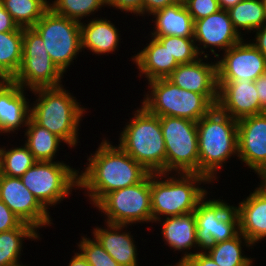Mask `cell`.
<instances>
[{"mask_svg": "<svg viewBox=\"0 0 266 266\" xmlns=\"http://www.w3.org/2000/svg\"><path fill=\"white\" fill-rule=\"evenodd\" d=\"M177 0H143L142 6V18L145 20V17H151L156 11L164 9L165 7H169L174 5ZM147 15V16H146Z\"/></svg>", "mask_w": 266, "mask_h": 266, "instance_id": "39", "label": "cell"}, {"mask_svg": "<svg viewBox=\"0 0 266 266\" xmlns=\"http://www.w3.org/2000/svg\"><path fill=\"white\" fill-rule=\"evenodd\" d=\"M107 8L113 7L114 10H120L128 15L136 16L140 18L142 16L143 0H106Z\"/></svg>", "mask_w": 266, "mask_h": 266, "instance_id": "37", "label": "cell"}, {"mask_svg": "<svg viewBox=\"0 0 266 266\" xmlns=\"http://www.w3.org/2000/svg\"><path fill=\"white\" fill-rule=\"evenodd\" d=\"M37 229L28 223H23L19 228H14L0 233V266H19L23 253L25 240H41ZM38 240V241H37ZM24 241V242H23ZM24 243V244H23Z\"/></svg>", "mask_w": 266, "mask_h": 266, "instance_id": "27", "label": "cell"}, {"mask_svg": "<svg viewBox=\"0 0 266 266\" xmlns=\"http://www.w3.org/2000/svg\"><path fill=\"white\" fill-rule=\"evenodd\" d=\"M147 38L146 46L135 51L136 54L130 59L136 65L137 77H145V81L167 78L172 71L179 65L173 55L170 54L167 47H164L156 38L150 36ZM151 38V39H150Z\"/></svg>", "mask_w": 266, "mask_h": 266, "instance_id": "24", "label": "cell"}, {"mask_svg": "<svg viewBox=\"0 0 266 266\" xmlns=\"http://www.w3.org/2000/svg\"><path fill=\"white\" fill-rule=\"evenodd\" d=\"M0 200L24 223L38 231L54 225L50 212L23 185L21 178L0 174Z\"/></svg>", "mask_w": 266, "mask_h": 266, "instance_id": "15", "label": "cell"}, {"mask_svg": "<svg viewBox=\"0 0 266 266\" xmlns=\"http://www.w3.org/2000/svg\"><path fill=\"white\" fill-rule=\"evenodd\" d=\"M152 16L153 27L149 35L194 37V21L183 1L156 11Z\"/></svg>", "mask_w": 266, "mask_h": 266, "instance_id": "25", "label": "cell"}, {"mask_svg": "<svg viewBox=\"0 0 266 266\" xmlns=\"http://www.w3.org/2000/svg\"><path fill=\"white\" fill-rule=\"evenodd\" d=\"M23 28L15 31L0 32V69L12 78L22 64Z\"/></svg>", "mask_w": 266, "mask_h": 266, "instance_id": "31", "label": "cell"}, {"mask_svg": "<svg viewBox=\"0 0 266 266\" xmlns=\"http://www.w3.org/2000/svg\"><path fill=\"white\" fill-rule=\"evenodd\" d=\"M142 104L151 114L159 117L171 116L198 122L218 102V95H202L179 88L167 78L146 82ZM142 101V102H141Z\"/></svg>", "mask_w": 266, "mask_h": 266, "instance_id": "6", "label": "cell"}, {"mask_svg": "<svg viewBox=\"0 0 266 266\" xmlns=\"http://www.w3.org/2000/svg\"><path fill=\"white\" fill-rule=\"evenodd\" d=\"M238 160L254 175L266 165V112L237 121Z\"/></svg>", "mask_w": 266, "mask_h": 266, "instance_id": "16", "label": "cell"}, {"mask_svg": "<svg viewBox=\"0 0 266 266\" xmlns=\"http://www.w3.org/2000/svg\"><path fill=\"white\" fill-rule=\"evenodd\" d=\"M191 266H219L217 265L207 253H197L193 257L187 259Z\"/></svg>", "mask_w": 266, "mask_h": 266, "instance_id": "42", "label": "cell"}, {"mask_svg": "<svg viewBox=\"0 0 266 266\" xmlns=\"http://www.w3.org/2000/svg\"><path fill=\"white\" fill-rule=\"evenodd\" d=\"M206 184L211 186L212 183L196 173H150L152 223L194 212L211 189Z\"/></svg>", "mask_w": 266, "mask_h": 266, "instance_id": "4", "label": "cell"}, {"mask_svg": "<svg viewBox=\"0 0 266 266\" xmlns=\"http://www.w3.org/2000/svg\"><path fill=\"white\" fill-rule=\"evenodd\" d=\"M93 208L101 212L100 216L107 223L133 226L151 224L150 173L133 186L106 194Z\"/></svg>", "mask_w": 266, "mask_h": 266, "instance_id": "8", "label": "cell"}, {"mask_svg": "<svg viewBox=\"0 0 266 266\" xmlns=\"http://www.w3.org/2000/svg\"><path fill=\"white\" fill-rule=\"evenodd\" d=\"M49 3L50 9L55 14L80 23L89 20V18H96L95 13L98 17V12H103L102 9L107 7L106 0H54ZM84 18L86 19L84 20Z\"/></svg>", "mask_w": 266, "mask_h": 266, "instance_id": "33", "label": "cell"}, {"mask_svg": "<svg viewBox=\"0 0 266 266\" xmlns=\"http://www.w3.org/2000/svg\"><path fill=\"white\" fill-rule=\"evenodd\" d=\"M28 91L12 82L0 93V137L25 130L31 112Z\"/></svg>", "mask_w": 266, "mask_h": 266, "instance_id": "20", "label": "cell"}, {"mask_svg": "<svg viewBox=\"0 0 266 266\" xmlns=\"http://www.w3.org/2000/svg\"><path fill=\"white\" fill-rule=\"evenodd\" d=\"M221 9L228 10L242 0H218Z\"/></svg>", "mask_w": 266, "mask_h": 266, "instance_id": "47", "label": "cell"}, {"mask_svg": "<svg viewBox=\"0 0 266 266\" xmlns=\"http://www.w3.org/2000/svg\"><path fill=\"white\" fill-rule=\"evenodd\" d=\"M67 88L61 85L32 90L35 98L31 102L30 117L74 149L79 146V128L88 108L81 105Z\"/></svg>", "mask_w": 266, "mask_h": 266, "instance_id": "2", "label": "cell"}, {"mask_svg": "<svg viewBox=\"0 0 266 266\" xmlns=\"http://www.w3.org/2000/svg\"><path fill=\"white\" fill-rule=\"evenodd\" d=\"M156 38L179 64L191 63L200 58L194 37L158 36Z\"/></svg>", "mask_w": 266, "mask_h": 266, "instance_id": "34", "label": "cell"}, {"mask_svg": "<svg viewBox=\"0 0 266 266\" xmlns=\"http://www.w3.org/2000/svg\"><path fill=\"white\" fill-rule=\"evenodd\" d=\"M197 134L199 174L204 175L213 187L229 160L235 156L238 159L237 120L215 106L197 122Z\"/></svg>", "mask_w": 266, "mask_h": 266, "instance_id": "3", "label": "cell"}, {"mask_svg": "<svg viewBox=\"0 0 266 266\" xmlns=\"http://www.w3.org/2000/svg\"><path fill=\"white\" fill-rule=\"evenodd\" d=\"M183 3L193 21L205 18L221 9L218 0H184Z\"/></svg>", "mask_w": 266, "mask_h": 266, "instance_id": "36", "label": "cell"}, {"mask_svg": "<svg viewBox=\"0 0 266 266\" xmlns=\"http://www.w3.org/2000/svg\"><path fill=\"white\" fill-rule=\"evenodd\" d=\"M216 63L217 81H255L266 73V57L249 39L221 53Z\"/></svg>", "mask_w": 266, "mask_h": 266, "instance_id": "13", "label": "cell"}, {"mask_svg": "<svg viewBox=\"0 0 266 266\" xmlns=\"http://www.w3.org/2000/svg\"><path fill=\"white\" fill-rule=\"evenodd\" d=\"M255 86L258 92L261 105L266 109V73L255 80Z\"/></svg>", "mask_w": 266, "mask_h": 266, "instance_id": "43", "label": "cell"}, {"mask_svg": "<svg viewBox=\"0 0 266 266\" xmlns=\"http://www.w3.org/2000/svg\"><path fill=\"white\" fill-rule=\"evenodd\" d=\"M50 1L2 0V4L18 27L31 28L50 9Z\"/></svg>", "mask_w": 266, "mask_h": 266, "instance_id": "30", "label": "cell"}, {"mask_svg": "<svg viewBox=\"0 0 266 266\" xmlns=\"http://www.w3.org/2000/svg\"><path fill=\"white\" fill-rule=\"evenodd\" d=\"M134 110L119 131L118 146L150 173L165 172L166 150L160 117L142 104Z\"/></svg>", "mask_w": 266, "mask_h": 266, "instance_id": "5", "label": "cell"}, {"mask_svg": "<svg viewBox=\"0 0 266 266\" xmlns=\"http://www.w3.org/2000/svg\"><path fill=\"white\" fill-rule=\"evenodd\" d=\"M252 36L253 39L249 41L266 57V23L261 28L256 29Z\"/></svg>", "mask_w": 266, "mask_h": 266, "instance_id": "41", "label": "cell"}, {"mask_svg": "<svg viewBox=\"0 0 266 266\" xmlns=\"http://www.w3.org/2000/svg\"><path fill=\"white\" fill-rule=\"evenodd\" d=\"M9 146L0 145V174L20 178L37 161L24 143Z\"/></svg>", "mask_w": 266, "mask_h": 266, "instance_id": "32", "label": "cell"}, {"mask_svg": "<svg viewBox=\"0 0 266 266\" xmlns=\"http://www.w3.org/2000/svg\"><path fill=\"white\" fill-rule=\"evenodd\" d=\"M13 82V78L0 69V93Z\"/></svg>", "mask_w": 266, "mask_h": 266, "instance_id": "45", "label": "cell"}, {"mask_svg": "<svg viewBox=\"0 0 266 266\" xmlns=\"http://www.w3.org/2000/svg\"><path fill=\"white\" fill-rule=\"evenodd\" d=\"M234 207L239 216V232L254 246L266 239V192L255 187Z\"/></svg>", "mask_w": 266, "mask_h": 266, "instance_id": "23", "label": "cell"}, {"mask_svg": "<svg viewBox=\"0 0 266 266\" xmlns=\"http://www.w3.org/2000/svg\"><path fill=\"white\" fill-rule=\"evenodd\" d=\"M73 253H74V255L71 257L67 266H90L89 263L81 255V253L79 251L78 252L74 251Z\"/></svg>", "mask_w": 266, "mask_h": 266, "instance_id": "44", "label": "cell"}, {"mask_svg": "<svg viewBox=\"0 0 266 266\" xmlns=\"http://www.w3.org/2000/svg\"><path fill=\"white\" fill-rule=\"evenodd\" d=\"M211 57L208 59L203 56L194 62L179 64L167 79L185 90L202 95H218L217 63Z\"/></svg>", "mask_w": 266, "mask_h": 266, "instance_id": "18", "label": "cell"}, {"mask_svg": "<svg viewBox=\"0 0 266 266\" xmlns=\"http://www.w3.org/2000/svg\"><path fill=\"white\" fill-rule=\"evenodd\" d=\"M103 224L105 226L96 224L91 235L120 266H139L136 238L127 230L132 225Z\"/></svg>", "mask_w": 266, "mask_h": 266, "instance_id": "19", "label": "cell"}, {"mask_svg": "<svg viewBox=\"0 0 266 266\" xmlns=\"http://www.w3.org/2000/svg\"><path fill=\"white\" fill-rule=\"evenodd\" d=\"M210 193L212 191L198 202L194 210L198 253H206L217 243L232 239L239 233V216L234 203L231 205L220 197L212 199Z\"/></svg>", "mask_w": 266, "mask_h": 266, "instance_id": "10", "label": "cell"}, {"mask_svg": "<svg viewBox=\"0 0 266 266\" xmlns=\"http://www.w3.org/2000/svg\"><path fill=\"white\" fill-rule=\"evenodd\" d=\"M243 39L244 37L235 30L227 10L220 9L216 13L194 21V41L202 57L204 55L209 58L213 54V58L217 59L221 53Z\"/></svg>", "mask_w": 266, "mask_h": 266, "instance_id": "14", "label": "cell"}, {"mask_svg": "<svg viewBox=\"0 0 266 266\" xmlns=\"http://www.w3.org/2000/svg\"><path fill=\"white\" fill-rule=\"evenodd\" d=\"M99 16L100 18L96 17L80 23L81 50L83 53L88 50L87 52H92V55L96 56H106L107 54L109 56L116 50L117 52L120 50L121 31L108 17Z\"/></svg>", "mask_w": 266, "mask_h": 266, "instance_id": "22", "label": "cell"}, {"mask_svg": "<svg viewBox=\"0 0 266 266\" xmlns=\"http://www.w3.org/2000/svg\"><path fill=\"white\" fill-rule=\"evenodd\" d=\"M76 246L77 251L86 259L90 266H120L92 236L81 234Z\"/></svg>", "mask_w": 266, "mask_h": 266, "instance_id": "35", "label": "cell"}, {"mask_svg": "<svg viewBox=\"0 0 266 266\" xmlns=\"http://www.w3.org/2000/svg\"><path fill=\"white\" fill-rule=\"evenodd\" d=\"M157 223L160 224L158 225L160 227L159 230H161L159 232L162 234L164 244L173 252L176 251V253L180 254L182 252L180 260H187L198 253L194 212L162 218L154 222L155 225ZM193 249L194 252L192 251Z\"/></svg>", "mask_w": 266, "mask_h": 266, "instance_id": "21", "label": "cell"}, {"mask_svg": "<svg viewBox=\"0 0 266 266\" xmlns=\"http://www.w3.org/2000/svg\"><path fill=\"white\" fill-rule=\"evenodd\" d=\"M164 266H191L190 264H189V262L187 261V260H178L177 261V263L175 262V264H165Z\"/></svg>", "mask_w": 266, "mask_h": 266, "instance_id": "48", "label": "cell"}, {"mask_svg": "<svg viewBox=\"0 0 266 266\" xmlns=\"http://www.w3.org/2000/svg\"><path fill=\"white\" fill-rule=\"evenodd\" d=\"M32 28L43 39L53 63L66 74L82 52L80 22L49 9Z\"/></svg>", "mask_w": 266, "mask_h": 266, "instance_id": "11", "label": "cell"}, {"mask_svg": "<svg viewBox=\"0 0 266 266\" xmlns=\"http://www.w3.org/2000/svg\"><path fill=\"white\" fill-rule=\"evenodd\" d=\"M254 250V245L240 232L232 239L217 243L206 253L219 266H251L256 258L245 255L243 248Z\"/></svg>", "mask_w": 266, "mask_h": 266, "instance_id": "28", "label": "cell"}, {"mask_svg": "<svg viewBox=\"0 0 266 266\" xmlns=\"http://www.w3.org/2000/svg\"><path fill=\"white\" fill-rule=\"evenodd\" d=\"M89 154L84 169L78 170L79 192L94 207L106 194L141 182L150 172L108 137H102ZM116 145V146H115ZM87 191V192H86Z\"/></svg>", "mask_w": 266, "mask_h": 266, "instance_id": "1", "label": "cell"}, {"mask_svg": "<svg viewBox=\"0 0 266 266\" xmlns=\"http://www.w3.org/2000/svg\"><path fill=\"white\" fill-rule=\"evenodd\" d=\"M257 177L259 178V182L257 185V187L263 191L266 192V165L260 169L257 173H256Z\"/></svg>", "mask_w": 266, "mask_h": 266, "instance_id": "46", "label": "cell"}, {"mask_svg": "<svg viewBox=\"0 0 266 266\" xmlns=\"http://www.w3.org/2000/svg\"><path fill=\"white\" fill-rule=\"evenodd\" d=\"M165 143V173L199 174L197 122L171 116L160 117Z\"/></svg>", "mask_w": 266, "mask_h": 266, "instance_id": "9", "label": "cell"}, {"mask_svg": "<svg viewBox=\"0 0 266 266\" xmlns=\"http://www.w3.org/2000/svg\"><path fill=\"white\" fill-rule=\"evenodd\" d=\"M18 25L13 21L11 15L3 7L2 0H0V32L15 31Z\"/></svg>", "mask_w": 266, "mask_h": 266, "instance_id": "40", "label": "cell"}, {"mask_svg": "<svg viewBox=\"0 0 266 266\" xmlns=\"http://www.w3.org/2000/svg\"><path fill=\"white\" fill-rule=\"evenodd\" d=\"M263 3H264V7L266 9V0H263Z\"/></svg>", "mask_w": 266, "mask_h": 266, "instance_id": "49", "label": "cell"}, {"mask_svg": "<svg viewBox=\"0 0 266 266\" xmlns=\"http://www.w3.org/2000/svg\"><path fill=\"white\" fill-rule=\"evenodd\" d=\"M217 107L235 120L265 113L261 105L255 81H217Z\"/></svg>", "mask_w": 266, "mask_h": 266, "instance_id": "17", "label": "cell"}, {"mask_svg": "<svg viewBox=\"0 0 266 266\" xmlns=\"http://www.w3.org/2000/svg\"><path fill=\"white\" fill-rule=\"evenodd\" d=\"M22 222L9 208L0 200V233L14 228H19Z\"/></svg>", "mask_w": 266, "mask_h": 266, "instance_id": "38", "label": "cell"}, {"mask_svg": "<svg viewBox=\"0 0 266 266\" xmlns=\"http://www.w3.org/2000/svg\"><path fill=\"white\" fill-rule=\"evenodd\" d=\"M70 164L64 160L37 161L20 178L23 185L50 211L52 206L55 208L65 198L69 199L73 190H79V169Z\"/></svg>", "mask_w": 266, "mask_h": 266, "instance_id": "7", "label": "cell"}, {"mask_svg": "<svg viewBox=\"0 0 266 266\" xmlns=\"http://www.w3.org/2000/svg\"><path fill=\"white\" fill-rule=\"evenodd\" d=\"M22 141L33 154L36 161H55L60 145L65 142L48 129L38 125L31 117L25 128ZM25 138V140H24Z\"/></svg>", "mask_w": 266, "mask_h": 266, "instance_id": "26", "label": "cell"}, {"mask_svg": "<svg viewBox=\"0 0 266 266\" xmlns=\"http://www.w3.org/2000/svg\"><path fill=\"white\" fill-rule=\"evenodd\" d=\"M227 11L235 30L241 37L244 36V39L247 38V33H253L266 23L263 0H242Z\"/></svg>", "mask_w": 266, "mask_h": 266, "instance_id": "29", "label": "cell"}, {"mask_svg": "<svg viewBox=\"0 0 266 266\" xmlns=\"http://www.w3.org/2000/svg\"><path fill=\"white\" fill-rule=\"evenodd\" d=\"M64 74L51 60L43 39L31 27L23 28L22 64L13 82L27 90L63 85Z\"/></svg>", "mask_w": 266, "mask_h": 266, "instance_id": "12", "label": "cell"}]
</instances>
